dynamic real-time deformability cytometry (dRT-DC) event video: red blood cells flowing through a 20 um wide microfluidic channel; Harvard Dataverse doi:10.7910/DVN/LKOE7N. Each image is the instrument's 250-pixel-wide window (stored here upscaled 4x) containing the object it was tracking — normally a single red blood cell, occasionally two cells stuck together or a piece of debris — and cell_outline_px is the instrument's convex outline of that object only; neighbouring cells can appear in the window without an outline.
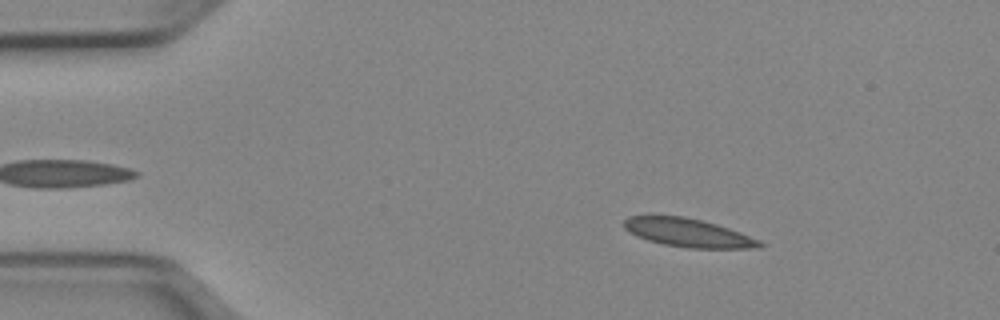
{"species": "Egyptian fruit bat (a non-hibernating species)", "species_latin": "Rousettus aegyptiacus", "temperature_condition": "cold", "stored_images_in_passage": 50, "camera_frame_rate_fps": 3000, "um_per_image_px": 0.085, "animal": {"sex": "female"}, "frame": {"image": 1, "passage_image": 7, "time_ms": 2.0, "image_size_px": [1000, 320], "cell_outline_px": [[764, 244], [760, 248], [688, 248], [664, 244], [648, 240], [636, 236], [624, 228], [624, 220], [628, 216], [648, 212], [684, 216], [716, 224], [740, 232], [760, 240]], "centroid_in_image_um": [58.39, 19.73], "position_along_channel_um": 26.6, "area_um2": 23.12}}
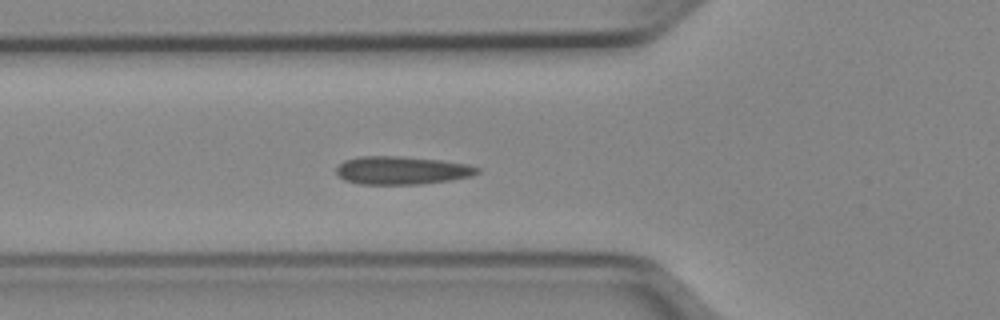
{"frame": {"image": 2, "passage_image": 17, "time_ms": 5.333, "image_size_px": [1000, 320], "cell_outline_px": [[480, 172], [472, 176], [448, 180], [420, 184], [360, 184], [344, 180], [336, 172], [336, 168], [344, 160], [360, 156], [400, 156], [440, 160], [468, 164], [480, 168]], "centroid_in_image_um": [34.15, 14.47], "position_along_channel_um": 91.6, "area_um2": 23.06}}
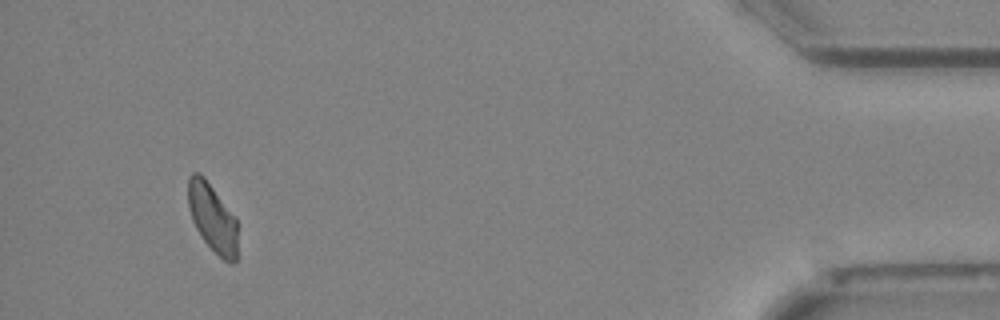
{"frame": {"image": 3, "passage_image": 47, "time_ms": 15.333, "image_size_px": [1000, 320], "cell_outline_px": [[236, 260], [232, 264], [224, 260], [204, 240], [196, 228], [192, 220], [188, 204], [188, 176], [192, 172], [200, 172], [204, 176], [236, 216]], "centroid_in_image_um": [18.05, 18.45], "position_along_channel_um": 417.2, "area_um2": 19.65}, "authors_computed_cell_mechanics": {"area_um2": 21.9062, "velocity_mm_per_s": 3.9327, "shape_relaxation_time_tau1_ms": null, "shape_relaxation_time_tau2_ms": 5.158, "deformation_change_tau1": null, "deformation_change_tau2": 0.0778}}